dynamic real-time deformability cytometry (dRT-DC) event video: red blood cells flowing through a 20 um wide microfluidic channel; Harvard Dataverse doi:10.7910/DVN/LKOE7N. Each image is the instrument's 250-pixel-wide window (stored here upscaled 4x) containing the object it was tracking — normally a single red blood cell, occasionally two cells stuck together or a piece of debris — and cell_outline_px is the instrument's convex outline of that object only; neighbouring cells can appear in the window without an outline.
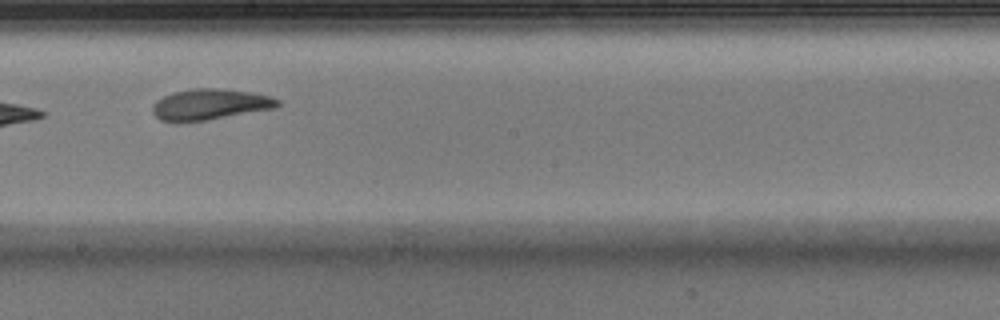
{"species": "Egyptian fruit bat (a non-hibernating species)", "species_latin": "Rousettus aegyptiacus", "temperature_condition": "warm", "stored_images_in_passage": 9, "camera_frame_rate_fps": 3000, "um_per_image_px": 0.085, "animal": {"sex": "male"}, "frame": {"image": 1, "passage_image": 6, "time_ms": 1.667, "image_size_px": [1000, 320], "cell_outline_px": [[280, 104], [276, 108], [204, 120], [176, 124], [160, 120], [152, 112], [152, 108], [156, 100], [172, 92], [196, 88], [220, 88], [252, 92], [272, 96], [280, 100]], "centroid_in_image_um": [17.83, 8.88], "position_along_channel_um": 230.4, "area_um2": 22.83}}
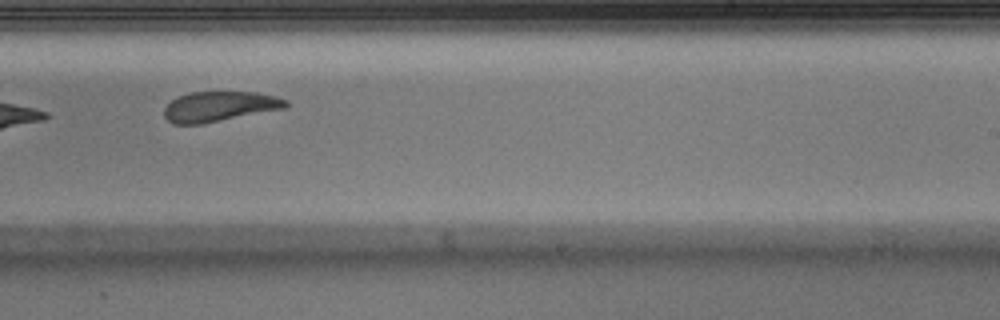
{"frame": {"image": 2, "passage_image": 7, "time_ms": 2.0, "image_size_px": [1000, 320], "cell_outline_px": [[288, 104], [284, 108], [200, 124], [172, 124], [164, 116], [164, 108], [176, 96], [192, 92], [256, 92], [276, 96], [288, 100]], "centroid_in_image_um": [18.63, 9.04], "position_along_channel_um": 270.4, "area_um2": 21.15}}